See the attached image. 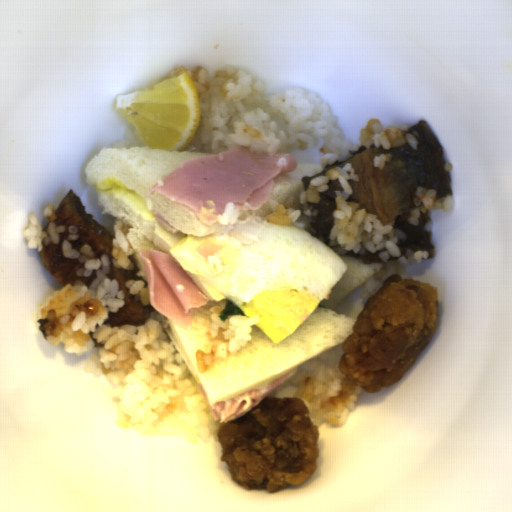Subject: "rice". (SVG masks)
I'll return each instance as SVG.
<instances>
[{"label": "rice", "mask_w": 512, "mask_h": 512, "mask_svg": "<svg viewBox=\"0 0 512 512\" xmlns=\"http://www.w3.org/2000/svg\"><path fill=\"white\" fill-rule=\"evenodd\" d=\"M61 251L78 261L81 276L53 291L36 324L44 341L83 355L87 371L106 377L120 427L205 444L220 443L226 423L212 418L196 380L171 340L168 319L155 308L137 325H110L125 306L123 289L109 277L111 259L90 242Z\"/></svg>", "instance_id": "652b925c"}, {"label": "rice", "mask_w": 512, "mask_h": 512, "mask_svg": "<svg viewBox=\"0 0 512 512\" xmlns=\"http://www.w3.org/2000/svg\"><path fill=\"white\" fill-rule=\"evenodd\" d=\"M189 72L200 102L191 144L181 151L215 154L235 146L283 153L321 170L349 160L353 142L339 128L329 103L313 89L276 93L237 67H176L167 79ZM166 79V80H167Z\"/></svg>", "instance_id": "023b6e5f"}, {"label": "rice", "mask_w": 512, "mask_h": 512, "mask_svg": "<svg viewBox=\"0 0 512 512\" xmlns=\"http://www.w3.org/2000/svg\"><path fill=\"white\" fill-rule=\"evenodd\" d=\"M328 180H337L341 188L334 196L333 226L329 232L328 248L342 258H357L367 263H380L382 267L363 285L334 309L357 321L366 301L374 295L392 274L403 275V268L429 258L425 251H401L396 228L385 226L378 215L356 202H349L353 194L349 182L358 181L353 163L329 169L323 176L311 179L302 190L298 208L288 198L286 203L269 202L271 211L266 217L268 225L297 226L304 231L310 227L311 209L319 202L321 193L328 189Z\"/></svg>", "instance_id": "8eca5e8b"}, {"label": "rice", "mask_w": 512, "mask_h": 512, "mask_svg": "<svg viewBox=\"0 0 512 512\" xmlns=\"http://www.w3.org/2000/svg\"><path fill=\"white\" fill-rule=\"evenodd\" d=\"M344 343L298 365L288 382L268 398H298L317 429L342 426L363 390L339 368Z\"/></svg>", "instance_id": "acb35da6"}, {"label": "rice", "mask_w": 512, "mask_h": 512, "mask_svg": "<svg viewBox=\"0 0 512 512\" xmlns=\"http://www.w3.org/2000/svg\"><path fill=\"white\" fill-rule=\"evenodd\" d=\"M224 307L213 305L209 308L208 333L212 342L210 353L195 351L199 373L213 369L222 359L238 352L252 340L253 327L257 321L245 315L227 317L220 322L219 315Z\"/></svg>", "instance_id": "b023fe2a"}, {"label": "rice", "mask_w": 512, "mask_h": 512, "mask_svg": "<svg viewBox=\"0 0 512 512\" xmlns=\"http://www.w3.org/2000/svg\"><path fill=\"white\" fill-rule=\"evenodd\" d=\"M139 251L134 249L126 237V227L115 217L110 255L113 267L118 270H134L130 279L124 281L127 291L140 304L149 305V296Z\"/></svg>", "instance_id": "e3fd555f"}, {"label": "rice", "mask_w": 512, "mask_h": 512, "mask_svg": "<svg viewBox=\"0 0 512 512\" xmlns=\"http://www.w3.org/2000/svg\"><path fill=\"white\" fill-rule=\"evenodd\" d=\"M359 141L367 150L371 148L385 150L402 145H410L416 150L419 147V141L409 132L394 126H383L374 119L366 123L360 130Z\"/></svg>", "instance_id": "a3056103"}, {"label": "rice", "mask_w": 512, "mask_h": 512, "mask_svg": "<svg viewBox=\"0 0 512 512\" xmlns=\"http://www.w3.org/2000/svg\"><path fill=\"white\" fill-rule=\"evenodd\" d=\"M47 220L46 225L33 213L29 216L26 226L22 231V238L25 239L27 247L34 249L35 253H40L47 245H58L60 236L65 232L63 225H57V213L53 206L46 207L43 213Z\"/></svg>", "instance_id": "f2f60c81"}, {"label": "rice", "mask_w": 512, "mask_h": 512, "mask_svg": "<svg viewBox=\"0 0 512 512\" xmlns=\"http://www.w3.org/2000/svg\"><path fill=\"white\" fill-rule=\"evenodd\" d=\"M412 200L414 207L410 210L409 217L407 219L410 226L419 225L420 216L426 211H443L449 212L453 210L454 198L450 194H446L444 197L437 196V189H431L426 187L417 186Z\"/></svg>", "instance_id": "0b520998"}, {"label": "rice", "mask_w": 512, "mask_h": 512, "mask_svg": "<svg viewBox=\"0 0 512 512\" xmlns=\"http://www.w3.org/2000/svg\"><path fill=\"white\" fill-rule=\"evenodd\" d=\"M147 147L140 139L134 125L127 122L119 138L113 141V148Z\"/></svg>", "instance_id": "e7b20468"}, {"label": "rice", "mask_w": 512, "mask_h": 512, "mask_svg": "<svg viewBox=\"0 0 512 512\" xmlns=\"http://www.w3.org/2000/svg\"><path fill=\"white\" fill-rule=\"evenodd\" d=\"M242 213L243 209H237L232 203H227L223 214L216 222L223 226L235 225Z\"/></svg>", "instance_id": "d2b440a0"}]
</instances>
